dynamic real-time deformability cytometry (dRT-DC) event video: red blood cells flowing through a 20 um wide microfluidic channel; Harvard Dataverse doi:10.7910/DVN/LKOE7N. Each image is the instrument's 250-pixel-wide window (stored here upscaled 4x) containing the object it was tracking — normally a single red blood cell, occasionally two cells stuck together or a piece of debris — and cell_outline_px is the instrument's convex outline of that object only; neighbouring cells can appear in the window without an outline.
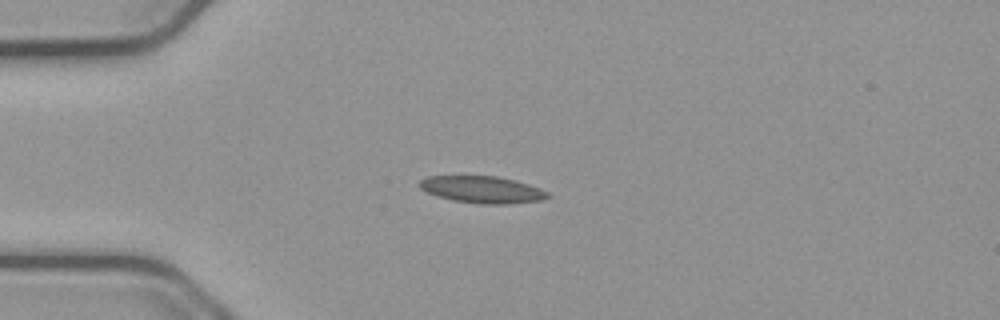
{"species": "common noctule bat (a hibernating species)", "species_latin": "Nyctalus noctula", "temperature_condition": "cold", "stored_images_in_passage": 54, "camera_frame_rate_fps": 3000, "um_per_image_px": 0.085, "animal": {"sex": "male", "body_mass_g": 23.1, "forearm_length_mm": 52.7}, "frame": {"image": 1, "passage_image": 13, "time_ms": 4.0, "image_size_px": [1000, 320], "cell_outline_px": [[552, 196], [540, 200], [508, 204], [480, 204], [452, 200], [436, 196], [420, 188], [420, 180], [428, 176], [496, 176], [516, 180], [540, 188], [548, 192]], "centroid_in_image_um": [41.01, 16.12], "position_along_channel_um": 44.0, "area_um2": 20.11}}
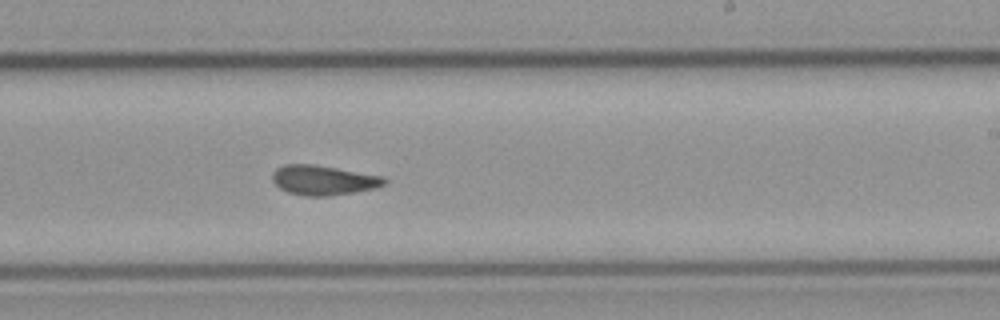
{"frame": {"image": 2, "passage_image": 32, "time_ms": 10.333, "image_size_px": [1000, 320], "cell_outline_px": [[388, 184], [376, 188], [356, 192], [328, 196], [304, 196], [288, 192], [280, 188], [272, 180], [272, 172], [276, 168], [284, 164], [316, 164], [384, 176], [388, 180]], "centroid_in_image_um": [27.53, 15.31], "position_along_channel_um": 261.5, "area_um2": 19.77}}
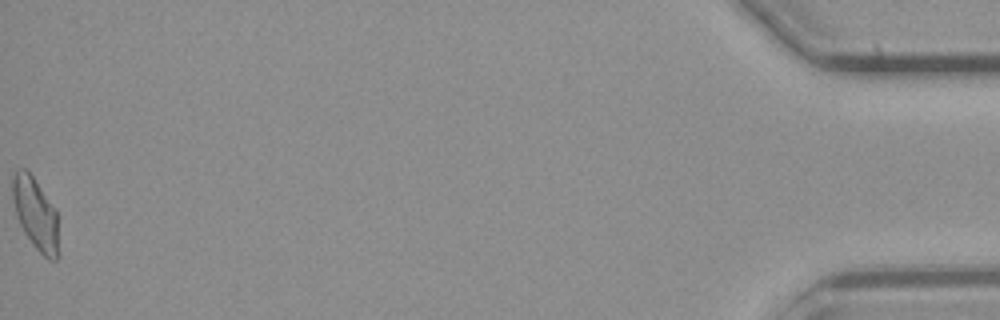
{"frame": {"image": 3, "passage_image": 54, "time_ms": 17.667, "image_size_px": [1000, 320], "cell_outline_px": [[60, 256], [56, 260], [48, 260], [32, 244], [24, 232], [16, 216], [12, 200], [12, 176], [20, 168], [24, 168], [32, 176], [56, 208]], "centroid_in_image_um": [3.04, 18.21], "position_along_channel_um": 432.2, "area_um2": 19.59}, "authors_computed_cell_mechanics": {"area_um2": 19.1607, "velocity_mm_per_s": 3.7624, "shape_relaxation_time_tau1_ms": null, "shape_relaxation_time_tau2_ms": 3.2988, "deformation_change_tau1": null, "deformation_change_tau2": 0.069}}